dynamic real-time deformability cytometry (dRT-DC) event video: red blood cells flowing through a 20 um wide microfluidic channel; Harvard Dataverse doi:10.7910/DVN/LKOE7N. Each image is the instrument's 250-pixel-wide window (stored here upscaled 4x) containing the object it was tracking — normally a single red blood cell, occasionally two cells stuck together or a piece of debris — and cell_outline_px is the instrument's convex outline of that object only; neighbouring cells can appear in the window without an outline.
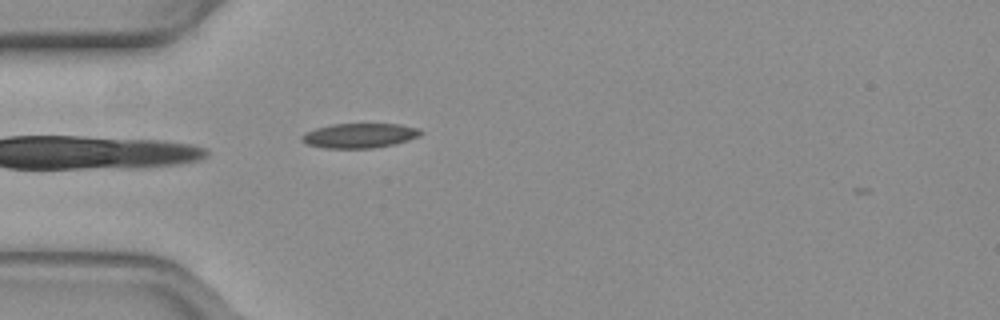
{"species": "common noctule bat (a hibernating species)", "species_latin": "Nyctalus noctula", "temperature_condition": "warm", "stored_images_in_passage": 2, "camera_frame_rate_fps": 3000, "um_per_image_px": 0.085, "animal": {"sex": "female", "body_mass_g": 19.3, "forearm_length_mm": 54.1}, "frame": {"image": 1, "passage_image": 1, "time_ms": 0.0, "image_size_px": [1000, 320], "cell_outline_px": [[424, 132], [420, 136], [396, 144], [372, 148], [324, 148], [308, 144], [300, 140], [300, 136], [304, 132], [316, 128], [332, 124], [400, 124], [420, 128]], "centroid_in_image_um": [30.58, 11.52], "position_along_channel_um": 54.4, "area_um2": 17.28}}